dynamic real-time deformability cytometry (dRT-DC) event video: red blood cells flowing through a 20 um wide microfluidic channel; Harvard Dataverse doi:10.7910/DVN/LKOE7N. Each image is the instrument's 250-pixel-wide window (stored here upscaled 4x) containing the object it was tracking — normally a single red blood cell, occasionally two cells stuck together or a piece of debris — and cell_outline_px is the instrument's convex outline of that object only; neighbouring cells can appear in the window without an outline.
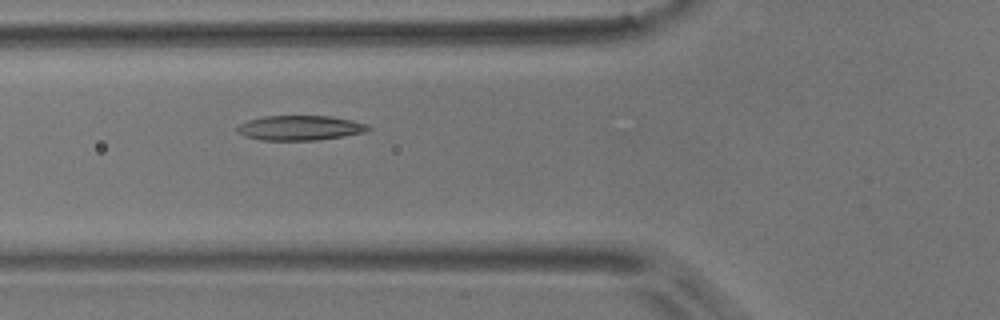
{"species": "common noctule bat (a hibernating species)", "species_latin": "Nyctalus noctula", "temperature_condition": "room temperature", "stored_images_in_passage": 3, "camera_frame_rate_fps": 3000, "um_per_image_px": 0.085, "animal": {"sex": "male", "body_mass_g": 17.9}, "frame": {"image": 1, "passage_image": 3, "time_ms": 2.333, "image_size_px": [1000, 320], "cell_outline_px": [[372, 128], [368, 132], [344, 136], [316, 140], [260, 140], [244, 136], [236, 132], [236, 128], [240, 124], [248, 120], [264, 116], [332, 116], [352, 120], [368, 124]], "centroid_in_image_um": [25.53, 10.87], "position_along_channel_um": 100.3, "area_um2": 19.13}}